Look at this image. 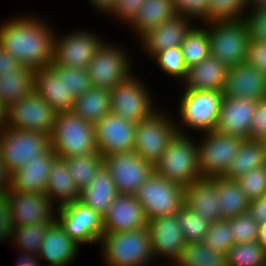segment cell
Here are the masks:
<instances>
[{
    "mask_svg": "<svg viewBox=\"0 0 266 266\" xmlns=\"http://www.w3.org/2000/svg\"><path fill=\"white\" fill-rule=\"evenodd\" d=\"M15 225L11 216L9 201L6 194H0V243L11 240ZM6 241V242H5Z\"/></svg>",
    "mask_w": 266,
    "mask_h": 266,
    "instance_id": "52",
    "label": "cell"
},
{
    "mask_svg": "<svg viewBox=\"0 0 266 266\" xmlns=\"http://www.w3.org/2000/svg\"><path fill=\"white\" fill-rule=\"evenodd\" d=\"M15 227L29 224H52L58 207L42 193L6 192Z\"/></svg>",
    "mask_w": 266,
    "mask_h": 266,
    "instance_id": "17",
    "label": "cell"
},
{
    "mask_svg": "<svg viewBox=\"0 0 266 266\" xmlns=\"http://www.w3.org/2000/svg\"><path fill=\"white\" fill-rule=\"evenodd\" d=\"M49 173L45 195L58 208L79 200L81 190L73 181L62 158L56 157L53 160Z\"/></svg>",
    "mask_w": 266,
    "mask_h": 266,
    "instance_id": "30",
    "label": "cell"
},
{
    "mask_svg": "<svg viewBox=\"0 0 266 266\" xmlns=\"http://www.w3.org/2000/svg\"><path fill=\"white\" fill-rule=\"evenodd\" d=\"M247 11V0H209L207 22L240 20Z\"/></svg>",
    "mask_w": 266,
    "mask_h": 266,
    "instance_id": "43",
    "label": "cell"
},
{
    "mask_svg": "<svg viewBox=\"0 0 266 266\" xmlns=\"http://www.w3.org/2000/svg\"><path fill=\"white\" fill-rule=\"evenodd\" d=\"M57 113L46 100L32 91L6 107L4 127L43 133L50 137Z\"/></svg>",
    "mask_w": 266,
    "mask_h": 266,
    "instance_id": "13",
    "label": "cell"
},
{
    "mask_svg": "<svg viewBox=\"0 0 266 266\" xmlns=\"http://www.w3.org/2000/svg\"><path fill=\"white\" fill-rule=\"evenodd\" d=\"M248 213L259 224L266 222V194L250 201Z\"/></svg>",
    "mask_w": 266,
    "mask_h": 266,
    "instance_id": "54",
    "label": "cell"
},
{
    "mask_svg": "<svg viewBox=\"0 0 266 266\" xmlns=\"http://www.w3.org/2000/svg\"><path fill=\"white\" fill-rule=\"evenodd\" d=\"M228 67L213 56L187 69L181 90L223 91Z\"/></svg>",
    "mask_w": 266,
    "mask_h": 266,
    "instance_id": "28",
    "label": "cell"
},
{
    "mask_svg": "<svg viewBox=\"0 0 266 266\" xmlns=\"http://www.w3.org/2000/svg\"><path fill=\"white\" fill-rule=\"evenodd\" d=\"M184 205L200 214L210 224L222 218L215 177H201L189 186L184 187Z\"/></svg>",
    "mask_w": 266,
    "mask_h": 266,
    "instance_id": "27",
    "label": "cell"
},
{
    "mask_svg": "<svg viewBox=\"0 0 266 266\" xmlns=\"http://www.w3.org/2000/svg\"><path fill=\"white\" fill-rule=\"evenodd\" d=\"M177 15L173 0H145L134 20L127 26L139 39L149 30L173 19ZM136 36V37H135Z\"/></svg>",
    "mask_w": 266,
    "mask_h": 266,
    "instance_id": "31",
    "label": "cell"
},
{
    "mask_svg": "<svg viewBox=\"0 0 266 266\" xmlns=\"http://www.w3.org/2000/svg\"><path fill=\"white\" fill-rule=\"evenodd\" d=\"M257 100L223 96L216 131L250 139L252 116Z\"/></svg>",
    "mask_w": 266,
    "mask_h": 266,
    "instance_id": "22",
    "label": "cell"
},
{
    "mask_svg": "<svg viewBox=\"0 0 266 266\" xmlns=\"http://www.w3.org/2000/svg\"><path fill=\"white\" fill-rule=\"evenodd\" d=\"M179 96L176 107L179 116L175 119L178 133L189 134L191 130L197 134L216 129L224 96L222 91L183 90Z\"/></svg>",
    "mask_w": 266,
    "mask_h": 266,
    "instance_id": "2",
    "label": "cell"
},
{
    "mask_svg": "<svg viewBox=\"0 0 266 266\" xmlns=\"http://www.w3.org/2000/svg\"><path fill=\"white\" fill-rule=\"evenodd\" d=\"M180 47L187 68L201 63L210 56V42L206 28L202 24H195L186 34Z\"/></svg>",
    "mask_w": 266,
    "mask_h": 266,
    "instance_id": "37",
    "label": "cell"
},
{
    "mask_svg": "<svg viewBox=\"0 0 266 266\" xmlns=\"http://www.w3.org/2000/svg\"><path fill=\"white\" fill-rule=\"evenodd\" d=\"M94 126L97 152L103 157L134 150L136 124L110 112Z\"/></svg>",
    "mask_w": 266,
    "mask_h": 266,
    "instance_id": "18",
    "label": "cell"
},
{
    "mask_svg": "<svg viewBox=\"0 0 266 266\" xmlns=\"http://www.w3.org/2000/svg\"><path fill=\"white\" fill-rule=\"evenodd\" d=\"M203 242L211 250L226 255L228 249L235 244L229 221L224 219L211 223Z\"/></svg>",
    "mask_w": 266,
    "mask_h": 266,
    "instance_id": "44",
    "label": "cell"
},
{
    "mask_svg": "<svg viewBox=\"0 0 266 266\" xmlns=\"http://www.w3.org/2000/svg\"><path fill=\"white\" fill-rule=\"evenodd\" d=\"M71 111L84 121L95 125L111 112L110 90L92 87L74 100Z\"/></svg>",
    "mask_w": 266,
    "mask_h": 266,
    "instance_id": "34",
    "label": "cell"
},
{
    "mask_svg": "<svg viewBox=\"0 0 266 266\" xmlns=\"http://www.w3.org/2000/svg\"><path fill=\"white\" fill-rule=\"evenodd\" d=\"M118 195L109 171L104 165L97 169L89 185L80 191L79 201L103 217Z\"/></svg>",
    "mask_w": 266,
    "mask_h": 266,
    "instance_id": "29",
    "label": "cell"
},
{
    "mask_svg": "<svg viewBox=\"0 0 266 266\" xmlns=\"http://www.w3.org/2000/svg\"><path fill=\"white\" fill-rule=\"evenodd\" d=\"M105 41V38L95 30L81 28L64 34H58L55 31L53 61L64 67L87 69L97 50Z\"/></svg>",
    "mask_w": 266,
    "mask_h": 266,
    "instance_id": "12",
    "label": "cell"
},
{
    "mask_svg": "<svg viewBox=\"0 0 266 266\" xmlns=\"http://www.w3.org/2000/svg\"><path fill=\"white\" fill-rule=\"evenodd\" d=\"M249 200L266 194V165L245 173L236 180Z\"/></svg>",
    "mask_w": 266,
    "mask_h": 266,
    "instance_id": "46",
    "label": "cell"
},
{
    "mask_svg": "<svg viewBox=\"0 0 266 266\" xmlns=\"http://www.w3.org/2000/svg\"><path fill=\"white\" fill-rule=\"evenodd\" d=\"M56 155L49 147L38 158L27 161L23 167L11 174L10 189L22 193L45 194L49 171Z\"/></svg>",
    "mask_w": 266,
    "mask_h": 266,
    "instance_id": "26",
    "label": "cell"
},
{
    "mask_svg": "<svg viewBox=\"0 0 266 266\" xmlns=\"http://www.w3.org/2000/svg\"><path fill=\"white\" fill-rule=\"evenodd\" d=\"M6 120V106L0 100V129L4 127Z\"/></svg>",
    "mask_w": 266,
    "mask_h": 266,
    "instance_id": "61",
    "label": "cell"
},
{
    "mask_svg": "<svg viewBox=\"0 0 266 266\" xmlns=\"http://www.w3.org/2000/svg\"><path fill=\"white\" fill-rule=\"evenodd\" d=\"M118 194L135 195L154 171V166L135 151L114 153L103 157Z\"/></svg>",
    "mask_w": 266,
    "mask_h": 266,
    "instance_id": "16",
    "label": "cell"
},
{
    "mask_svg": "<svg viewBox=\"0 0 266 266\" xmlns=\"http://www.w3.org/2000/svg\"><path fill=\"white\" fill-rule=\"evenodd\" d=\"M117 0H87V3L90 5V8H93L96 13L108 15L115 6ZM92 6V7H91Z\"/></svg>",
    "mask_w": 266,
    "mask_h": 266,
    "instance_id": "56",
    "label": "cell"
},
{
    "mask_svg": "<svg viewBox=\"0 0 266 266\" xmlns=\"http://www.w3.org/2000/svg\"><path fill=\"white\" fill-rule=\"evenodd\" d=\"M34 69L21 65L14 72L0 73V100L8 107L33 91Z\"/></svg>",
    "mask_w": 266,
    "mask_h": 266,
    "instance_id": "35",
    "label": "cell"
},
{
    "mask_svg": "<svg viewBox=\"0 0 266 266\" xmlns=\"http://www.w3.org/2000/svg\"><path fill=\"white\" fill-rule=\"evenodd\" d=\"M56 221L79 245H98L104 234L102 217L79 200L59 207Z\"/></svg>",
    "mask_w": 266,
    "mask_h": 266,
    "instance_id": "15",
    "label": "cell"
},
{
    "mask_svg": "<svg viewBox=\"0 0 266 266\" xmlns=\"http://www.w3.org/2000/svg\"><path fill=\"white\" fill-rule=\"evenodd\" d=\"M17 252H19V258L16 264V266H45L44 262L40 263V258L38 256V254L35 253H30V252H23L21 250H17ZM41 264V265H40Z\"/></svg>",
    "mask_w": 266,
    "mask_h": 266,
    "instance_id": "57",
    "label": "cell"
},
{
    "mask_svg": "<svg viewBox=\"0 0 266 266\" xmlns=\"http://www.w3.org/2000/svg\"><path fill=\"white\" fill-rule=\"evenodd\" d=\"M173 3L177 15L189 19L195 24L207 23L209 0H173Z\"/></svg>",
    "mask_w": 266,
    "mask_h": 266,
    "instance_id": "47",
    "label": "cell"
},
{
    "mask_svg": "<svg viewBox=\"0 0 266 266\" xmlns=\"http://www.w3.org/2000/svg\"><path fill=\"white\" fill-rule=\"evenodd\" d=\"M173 266H227L226 255L215 252L203 241L186 243Z\"/></svg>",
    "mask_w": 266,
    "mask_h": 266,
    "instance_id": "36",
    "label": "cell"
},
{
    "mask_svg": "<svg viewBox=\"0 0 266 266\" xmlns=\"http://www.w3.org/2000/svg\"><path fill=\"white\" fill-rule=\"evenodd\" d=\"M161 108L162 106L135 126L133 151L153 166L160 160L169 141L177 133L173 112L167 113V108Z\"/></svg>",
    "mask_w": 266,
    "mask_h": 266,
    "instance_id": "7",
    "label": "cell"
},
{
    "mask_svg": "<svg viewBox=\"0 0 266 266\" xmlns=\"http://www.w3.org/2000/svg\"><path fill=\"white\" fill-rule=\"evenodd\" d=\"M145 0H117L113 10L107 15L120 21L123 26L127 27L140 11Z\"/></svg>",
    "mask_w": 266,
    "mask_h": 266,
    "instance_id": "50",
    "label": "cell"
},
{
    "mask_svg": "<svg viewBox=\"0 0 266 266\" xmlns=\"http://www.w3.org/2000/svg\"><path fill=\"white\" fill-rule=\"evenodd\" d=\"M248 9H256L266 7V0H247Z\"/></svg>",
    "mask_w": 266,
    "mask_h": 266,
    "instance_id": "60",
    "label": "cell"
},
{
    "mask_svg": "<svg viewBox=\"0 0 266 266\" xmlns=\"http://www.w3.org/2000/svg\"><path fill=\"white\" fill-rule=\"evenodd\" d=\"M48 225L37 223L15 227L10 243L16 250L38 254Z\"/></svg>",
    "mask_w": 266,
    "mask_h": 266,
    "instance_id": "42",
    "label": "cell"
},
{
    "mask_svg": "<svg viewBox=\"0 0 266 266\" xmlns=\"http://www.w3.org/2000/svg\"><path fill=\"white\" fill-rule=\"evenodd\" d=\"M266 165V143L264 140L243 139L236 156L222 175L237 180L254 168Z\"/></svg>",
    "mask_w": 266,
    "mask_h": 266,
    "instance_id": "32",
    "label": "cell"
},
{
    "mask_svg": "<svg viewBox=\"0 0 266 266\" xmlns=\"http://www.w3.org/2000/svg\"><path fill=\"white\" fill-rule=\"evenodd\" d=\"M226 260L227 266H266V250L257 241L233 244Z\"/></svg>",
    "mask_w": 266,
    "mask_h": 266,
    "instance_id": "39",
    "label": "cell"
},
{
    "mask_svg": "<svg viewBox=\"0 0 266 266\" xmlns=\"http://www.w3.org/2000/svg\"><path fill=\"white\" fill-rule=\"evenodd\" d=\"M73 181L81 190L89 185L98 168L103 165V156L97 152L62 158Z\"/></svg>",
    "mask_w": 266,
    "mask_h": 266,
    "instance_id": "38",
    "label": "cell"
},
{
    "mask_svg": "<svg viewBox=\"0 0 266 266\" xmlns=\"http://www.w3.org/2000/svg\"><path fill=\"white\" fill-rule=\"evenodd\" d=\"M124 48L106 39L87 66L92 87L111 90L135 72L132 54Z\"/></svg>",
    "mask_w": 266,
    "mask_h": 266,
    "instance_id": "8",
    "label": "cell"
},
{
    "mask_svg": "<svg viewBox=\"0 0 266 266\" xmlns=\"http://www.w3.org/2000/svg\"><path fill=\"white\" fill-rule=\"evenodd\" d=\"M175 217L186 243L204 241L210 223L206 222L200 214L183 205Z\"/></svg>",
    "mask_w": 266,
    "mask_h": 266,
    "instance_id": "40",
    "label": "cell"
},
{
    "mask_svg": "<svg viewBox=\"0 0 266 266\" xmlns=\"http://www.w3.org/2000/svg\"><path fill=\"white\" fill-rule=\"evenodd\" d=\"M246 63L266 75V42L250 41Z\"/></svg>",
    "mask_w": 266,
    "mask_h": 266,
    "instance_id": "53",
    "label": "cell"
},
{
    "mask_svg": "<svg viewBox=\"0 0 266 266\" xmlns=\"http://www.w3.org/2000/svg\"><path fill=\"white\" fill-rule=\"evenodd\" d=\"M166 77L182 82L186 76L187 66L184 63L181 47H170L155 54L150 59ZM168 75V76H167ZM179 80V81H178Z\"/></svg>",
    "mask_w": 266,
    "mask_h": 266,
    "instance_id": "41",
    "label": "cell"
},
{
    "mask_svg": "<svg viewBox=\"0 0 266 266\" xmlns=\"http://www.w3.org/2000/svg\"><path fill=\"white\" fill-rule=\"evenodd\" d=\"M81 245L71 239L57 221L46 227L38 256L45 266H68L76 261Z\"/></svg>",
    "mask_w": 266,
    "mask_h": 266,
    "instance_id": "24",
    "label": "cell"
},
{
    "mask_svg": "<svg viewBox=\"0 0 266 266\" xmlns=\"http://www.w3.org/2000/svg\"><path fill=\"white\" fill-rule=\"evenodd\" d=\"M103 233L148 228V219L135 195L118 194L102 217Z\"/></svg>",
    "mask_w": 266,
    "mask_h": 266,
    "instance_id": "21",
    "label": "cell"
},
{
    "mask_svg": "<svg viewBox=\"0 0 266 266\" xmlns=\"http://www.w3.org/2000/svg\"><path fill=\"white\" fill-rule=\"evenodd\" d=\"M257 242L266 250V222L259 224Z\"/></svg>",
    "mask_w": 266,
    "mask_h": 266,
    "instance_id": "59",
    "label": "cell"
},
{
    "mask_svg": "<svg viewBox=\"0 0 266 266\" xmlns=\"http://www.w3.org/2000/svg\"><path fill=\"white\" fill-rule=\"evenodd\" d=\"M219 208L223 219L233 218L248 212L250 201L236 180L215 177Z\"/></svg>",
    "mask_w": 266,
    "mask_h": 266,
    "instance_id": "33",
    "label": "cell"
},
{
    "mask_svg": "<svg viewBox=\"0 0 266 266\" xmlns=\"http://www.w3.org/2000/svg\"><path fill=\"white\" fill-rule=\"evenodd\" d=\"M195 23L182 16L176 15L156 28L143 34L138 40L140 50L148 59L170 47H180L186 34Z\"/></svg>",
    "mask_w": 266,
    "mask_h": 266,
    "instance_id": "23",
    "label": "cell"
},
{
    "mask_svg": "<svg viewBox=\"0 0 266 266\" xmlns=\"http://www.w3.org/2000/svg\"><path fill=\"white\" fill-rule=\"evenodd\" d=\"M196 136L199 139L196 138L200 176H222L236 156L243 139L216 130L201 133V139L199 134Z\"/></svg>",
    "mask_w": 266,
    "mask_h": 266,
    "instance_id": "14",
    "label": "cell"
},
{
    "mask_svg": "<svg viewBox=\"0 0 266 266\" xmlns=\"http://www.w3.org/2000/svg\"><path fill=\"white\" fill-rule=\"evenodd\" d=\"M250 41L266 42V7L248 9L244 15Z\"/></svg>",
    "mask_w": 266,
    "mask_h": 266,
    "instance_id": "48",
    "label": "cell"
},
{
    "mask_svg": "<svg viewBox=\"0 0 266 266\" xmlns=\"http://www.w3.org/2000/svg\"><path fill=\"white\" fill-rule=\"evenodd\" d=\"M0 23V46L21 65L32 69L53 62V24L36 14L12 15ZM49 22V23H48Z\"/></svg>",
    "mask_w": 266,
    "mask_h": 266,
    "instance_id": "1",
    "label": "cell"
},
{
    "mask_svg": "<svg viewBox=\"0 0 266 266\" xmlns=\"http://www.w3.org/2000/svg\"><path fill=\"white\" fill-rule=\"evenodd\" d=\"M227 220L235 244L257 241L259 223L248 212Z\"/></svg>",
    "mask_w": 266,
    "mask_h": 266,
    "instance_id": "45",
    "label": "cell"
},
{
    "mask_svg": "<svg viewBox=\"0 0 266 266\" xmlns=\"http://www.w3.org/2000/svg\"><path fill=\"white\" fill-rule=\"evenodd\" d=\"M10 177L8 170L0 156V194H6L10 189Z\"/></svg>",
    "mask_w": 266,
    "mask_h": 266,
    "instance_id": "58",
    "label": "cell"
},
{
    "mask_svg": "<svg viewBox=\"0 0 266 266\" xmlns=\"http://www.w3.org/2000/svg\"><path fill=\"white\" fill-rule=\"evenodd\" d=\"M222 93L227 97L266 98V75L245 63L227 69Z\"/></svg>",
    "mask_w": 266,
    "mask_h": 266,
    "instance_id": "25",
    "label": "cell"
},
{
    "mask_svg": "<svg viewBox=\"0 0 266 266\" xmlns=\"http://www.w3.org/2000/svg\"><path fill=\"white\" fill-rule=\"evenodd\" d=\"M147 85L135 72L131 74L110 90L111 112L134 124L151 116L160 107Z\"/></svg>",
    "mask_w": 266,
    "mask_h": 266,
    "instance_id": "9",
    "label": "cell"
},
{
    "mask_svg": "<svg viewBox=\"0 0 266 266\" xmlns=\"http://www.w3.org/2000/svg\"><path fill=\"white\" fill-rule=\"evenodd\" d=\"M250 139H266V98L257 100L256 108L252 116Z\"/></svg>",
    "mask_w": 266,
    "mask_h": 266,
    "instance_id": "51",
    "label": "cell"
},
{
    "mask_svg": "<svg viewBox=\"0 0 266 266\" xmlns=\"http://www.w3.org/2000/svg\"><path fill=\"white\" fill-rule=\"evenodd\" d=\"M49 147L50 137L43 133L9 127L0 129V156L10 175Z\"/></svg>",
    "mask_w": 266,
    "mask_h": 266,
    "instance_id": "10",
    "label": "cell"
},
{
    "mask_svg": "<svg viewBox=\"0 0 266 266\" xmlns=\"http://www.w3.org/2000/svg\"><path fill=\"white\" fill-rule=\"evenodd\" d=\"M135 196L148 220L175 215L184 205V187L155 171L141 185Z\"/></svg>",
    "mask_w": 266,
    "mask_h": 266,
    "instance_id": "11",
    "label": "cell"
},
{
    "mask_svg": "<svg viewBox=\"0 0 266 266\" xmlns=\"http://www.w3.org/2000/svg\"><path fill=\"white\" fill-rule=\"evenodd\" d=\"M195 136L176 133L169 141L160 160L154 165V171L183 187L200 179L198 167V146Z\"/></svg>",
    "mask_w": 266,
    "mask_h": 266,
    "instance_id": "4",
    "label": "cell"
},
{
    "mask_svg": "<svg viewBox=\"0 0 266 266\" xmlns=\"http://www.w3.org/2000/svg\"><path fill=\"white\" fill-rule=\"evenodd\" d=\"M67 90L76 99L92 88L87 69L66 67Z\"/></svg>",
    "mask_w": 266,
    "mask_h": 266,
    "instance_id": "49",
    "label": "cell"
},
{
    "mask_svg": "<svg viewBox=\"0 0 266 266\" xmlns=\"http://www.w3.org/2000/svg\"><path fill=\"white\" fill-rule=\"evenodd\" d=\"M33 91L57 112L71 111L75 98L67 90L66 67L52 62L49 67L34 70Z\"/></svg>",
    "mask_w": 266,
    "mask_h": 266,
    "instance_id": "20",
    "label": "cell"
},
{
    "mask_svg": "<svg viewBox=\"0 0 266 266\" xmlns=\"http://www.w3.org/2000/svg\"><path fill=\"white\" fill-rule=\"evenodd\" d=\"M148 229L154 260L160 258L161 261L164 260L161 266H173L186 244L175 215L148 220Z\"/></svg>",
    "mask_w": 266,
    "mask_h": 266,
    "instance_id": "19",
    "label": "cell"
},
{
    "mask_svg": "<svg viewBox=\"0 0 266 266\" xmlns=\"http://www.w3.org/2000/svg\"><path fill=\"white\" fill-rule=\"evenodd\" d=\"M208 33L210 55L228 68L245 63L250 36L244 19L202 24Z\"/></svg>",
    "mask_w": 266,
    "mask_h": 266,
    "instance_id": "6",
    "label": "cell"
},
{
    "mask_svg": "<svg viewBox=\"0 0 266 266\" xmlns=\"http://www.w3.org/2000/svg\"><path fill=\"white\" fill-rule=\"evenodd\" d=\"M98 245L105 266H154L148 228L103 234Z\"/></svg>",
    "mask_w": 266,
    "mask_h": 266,
    "instance_id": "3",
    "label": "cell"
},
{
    "mask_svg": "<svg viewBox=\"0 0 266 266\" xmlns=\"http://www.w3.org/2000/svg\"><path fill=\"white\" fill-rule=\"evenodd\" d=\"M21 64L0 46V73L14 72Z\"/></svg>",
    "mask_w": 266,
    "mask_h": 266,
    "instance_id": "55",
    "label": "cell"
},
{
    "mask_svg": "<svg viewBox=\"0 0 266 266\" xmlns=\"http://www.w3.org/2000/svg\"><path fill=\"white\" fill-rule=\"evenodd\" d=\"M50 148L57 158L97 153L95 126L72 111L58 112Z\"/></svg>",
    "mask_w": 266,
    "mask_h": 266,
    "instance_id": "5",
    "label": "cell"
}]
</instances>
